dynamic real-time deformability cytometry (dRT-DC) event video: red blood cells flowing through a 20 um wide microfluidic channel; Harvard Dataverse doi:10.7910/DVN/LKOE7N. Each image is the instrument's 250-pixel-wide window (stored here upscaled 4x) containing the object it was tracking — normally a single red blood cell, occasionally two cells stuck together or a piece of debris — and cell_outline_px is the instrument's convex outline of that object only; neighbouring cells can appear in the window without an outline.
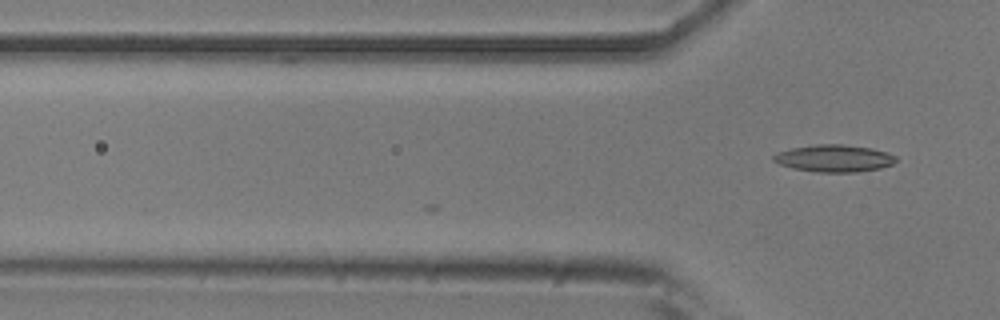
{"species": "common noctule bat (a hibernating species)", "species_latin": "Nyctalus noctula", "temperature_condition": "room temperature", "stored_images_in_passage": 3, "camera_frame_rate_fps": 3000, "um_per_image_px": 0.085, "animal": {"sex": "male", "body_mass_g": 20.5, "forearm_length_mm": 52.5}, "frame": {"image": 1, "passage_image": 3, "time_ms": 0.667, "image_size_px": [1000, 320], "cell_outline_px": [[896, 160], [892, 164], [880, 168], [856, 172], [816, 172], [792, 168], [780, 164], [772, 160], [772, 156], [776, 152], [792, 148], [816, 144], [844, 144], [872, 148], [896, 156]], "centroid_in_image_um": [70.86, 13.45], "position_along_channel_um": 54.9, "area_um2": 19.36}}